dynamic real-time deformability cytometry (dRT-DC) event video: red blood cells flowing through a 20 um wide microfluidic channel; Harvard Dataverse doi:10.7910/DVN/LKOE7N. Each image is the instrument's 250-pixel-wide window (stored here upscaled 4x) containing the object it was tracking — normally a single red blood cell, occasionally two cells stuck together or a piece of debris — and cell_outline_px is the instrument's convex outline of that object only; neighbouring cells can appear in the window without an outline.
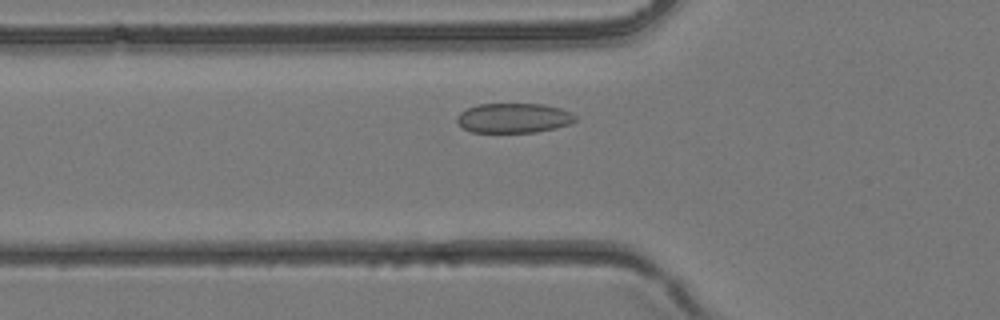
{"species": "common noctule bat (a hibernating species)", "species_latin": "Nyctalus noctula", "temperature_condition": "room temperature", "stored_images_in_passage": 30, "camera_frame_rate_fps": 3000, "um_per_image_px": 0.085, "animal": {"sex": "female", "body_mass_g": 24.6, "forearm_length_mm": 56.2}, "frame": {"image": 1, "passage_image": 8, "time_ms": 2.333, "image_size_px": [1000, 320], "cell_outline_px": [[576, 120], [568, 124], [556, 128], [536, 132], [472, 132], [464, 128], [456, 120], [456, 116], [460, 112], [476, 104], [544, 104], [560, 108], [572, 112], [576, 116]], "centroid_in_image_um": [43.67, 10.02], "position_along_channel_um": 82.1, "area_um2": 20.52}}
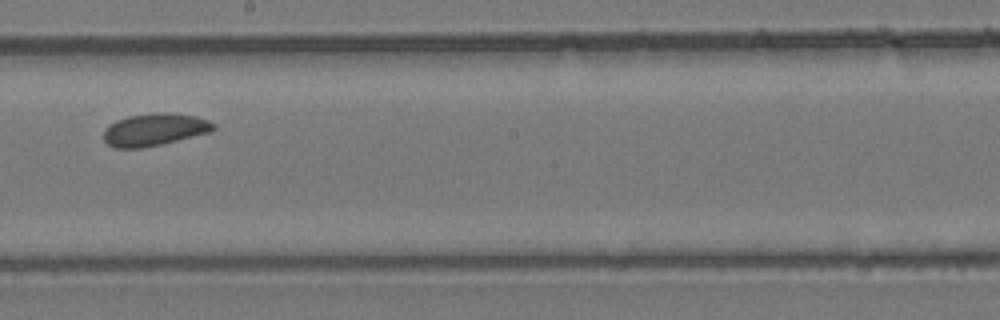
{"frame": {"image": 2, "passage_image": 17, "time_ms": 5.333, "image_size_px": [1000, 320], "cell_outline_px": [[216, 128], [208, 132], [160, 144], [140, 148], [116, 148], [108, 144], [104, 140], [104, 128], [116, 120], [128, 116], [152, 112], [172, 112], [196, 116], [208, 120], [216, 124]], "centroid_in_image_um": [13.12, 10.99], "position_along_channel_um": 235.1, "area_um2": 20.69}}
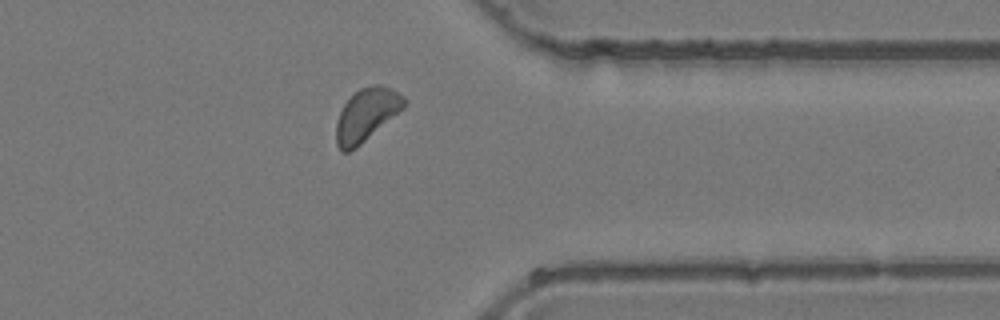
{"frame": {"image": 3, "passage_image": 26, "time_ms": 8.333, "image_size_px": [1000, 320], "cell_outline_px": [[408, 100], [404, 108], [356, 148], [348, 152], [340, 152], [336, 144], [336, 120], [344, 104], [360, 88], [372, 84], [380, 84], [392, 88], [404, 96]], "centroid_in_image_um": [31.16, 9.75], "position_along_channel_um": 380.2, "area_um2": 20.98}}